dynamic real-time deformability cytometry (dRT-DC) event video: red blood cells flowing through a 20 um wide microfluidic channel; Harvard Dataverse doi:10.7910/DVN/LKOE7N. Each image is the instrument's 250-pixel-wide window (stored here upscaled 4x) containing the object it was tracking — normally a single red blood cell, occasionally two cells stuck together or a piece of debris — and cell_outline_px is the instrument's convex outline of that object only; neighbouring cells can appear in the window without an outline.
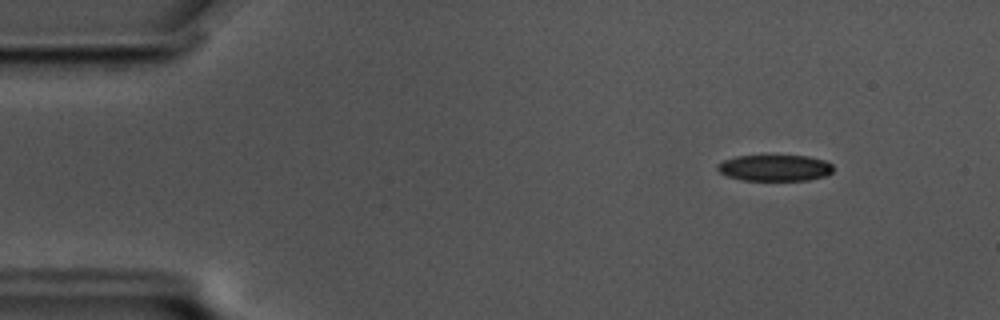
{"species": "common noctule bat (a hibernating species)", "species_latin": "Nyctalus noctula", "temperature_condition": "cold", "stored_images_in_passage": 52, "camera_frame_rate_fps": 3000, "um_per_image_px": 0.085, "animal": {"sex": "male", "body_mass_g": 17.5, "forearm_length_mm": 52.3}, "frame": {"image": 1, "passage_image": 1, "time_ms": 0.0, "image_size_px": [1000, 320], "cell_outline_px": [[832, 172], [824, 176], [808, 180], [740, 180], [728, 176], [720, 172], [716, 168], [724, 160], [736, 156], [808, 156], [824, 160], [832, 164]], "centroid_in_image_um": [65.87, 14.27], "position_along_channel_um": 19.1, "area_um2": 17.51}}
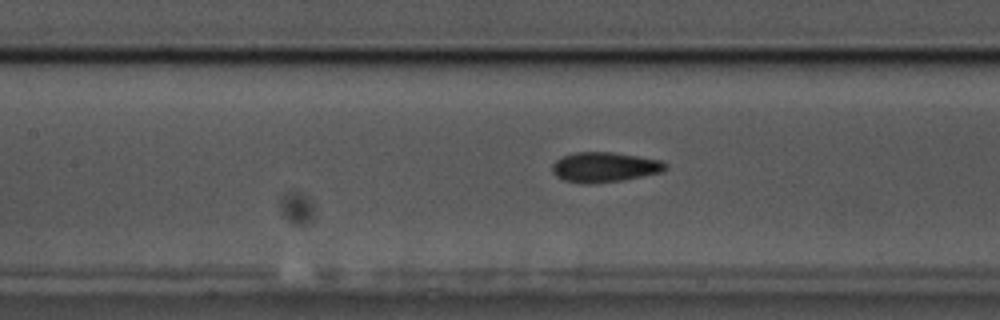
{"frame": {"image": 2, "passage_image": 20, "time_ms": 6.333, "image_size_px": [1000, 320], "cell_outline_px": [[668, 168], [664, 172], [624, 180], [592, 184], [584, 184], [564, 180], [556, 176], [552, 172], [552, 164], [560, 156], [576, 152], [612, 152], [660, 160], [668, 164]], "centroid_in_image_um": [51.39, 14.21], "position_along_channel_um": 156.0, "area_um2": 20.06}}
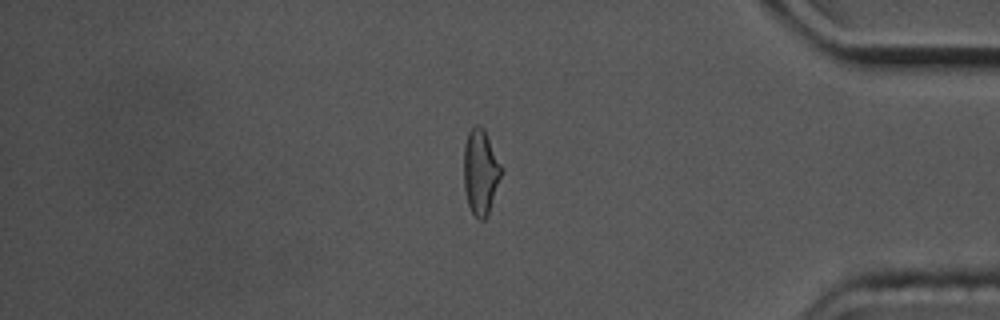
{"frame": {"image": 3, "passage_image": 43, "time_ms": 14.0, "image_size_px": [1000, 320], "cell_outline_px": [[504, 172], [488, 212], [484, 220], [480, 220], [472, 212], [468, 204], [464, 188], [464, 144], [468, 132], [476, 124], [480, 124], [484, 128], [504, 168]], "centroid_in_image_um": [40.87, 14.56], "position_along_channel_um": 394.3, "area_um2": 18.96}, "authors_computed_cell_mechanics": {"area_um2": 19.4497, "velocity_mm_per_s": 3.4946, "shape_relaxation_time_tau1_ms": 8.1302, "shape_relaxation_time_tau2_ms": 1.68, "deformation_change_tau1": 0.1495, "deformation_change_tau2": 0.0824}}